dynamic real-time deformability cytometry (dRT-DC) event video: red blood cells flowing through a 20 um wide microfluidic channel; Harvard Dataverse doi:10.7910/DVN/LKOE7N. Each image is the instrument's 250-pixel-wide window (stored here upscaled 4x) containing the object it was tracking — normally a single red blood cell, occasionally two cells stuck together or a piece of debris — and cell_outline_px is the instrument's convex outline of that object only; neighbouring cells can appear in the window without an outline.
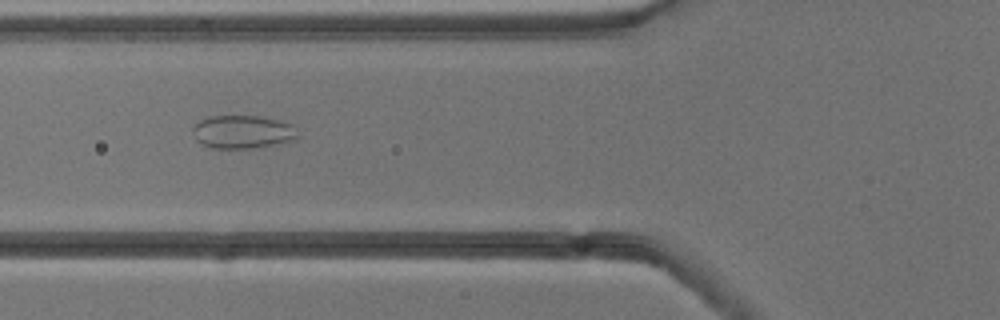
{"species": "common noctule bat (a hibernating species)", "species_latin": "Nyctalus noctula", "temperature_condition": "cold", "stored_images_in_passage": 53, "camera_frame_rate_fps": 3000, "um_per_image_px": 0.085, "animal": {"sex": "male", "body_mass_g": 13.3}, "frame": {"image": 1, "passage_image": 20, "time_ms": 6.333, "image_size_px": [1000, 320], "cell_outline_px": [[300, 136], [296, 140], [248, 148], [212, 148], [196, 140], [192, 132], [192, 128], [200, 120], [208, 116], [256, 116], [276, 120], [292, 124]], "centroid_in_image_um": [20.62, 11.2], "position_along_channel_um": 105.2, "area_um2": 20.11}}
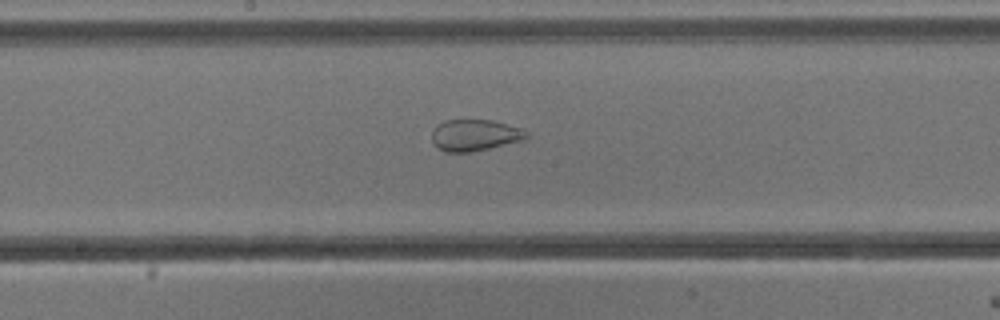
{"frame": {"image": 2, "passage_image": 28, "time_ms": 9.0, "image_size_px": [1000, 320], "cell_outline_px": [[528, 140], [472, 152], [444, 152], [432, 140], [432, 132], [444, 120], [492, 120], [508, 124], [520, 128], [528, 132]], "centroid_in_image_um": [40.44, 11.5], "position_along_channel_um": 207.8, "area_um2": 17.4}}
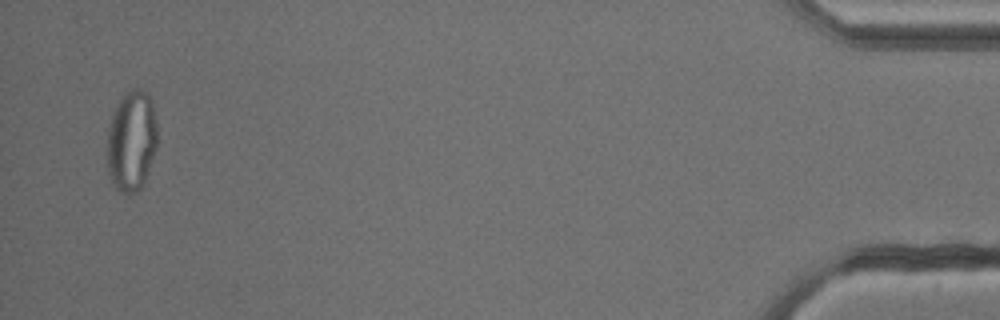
{"frame": {"image": 3, "passage_image": 52, "time_ms": 17.0, "image_size_px": [1000, 320], "cell_outline_px": [[156, 148], [144, 180], [140, 188], [136, 192], [128, 196], [120, 192], [112, 184], [108, 172], [108, 128], [112, 112], [124, 92], [128, 88], [140, 88], [148, 92], [152, 100], [156, 124]], "centroid_in_image_um": [11.17, 11.94], "position_along_channel_um": 424.0, "area_um2": 29.71}, "authors_computed_cell_mechanics": {"area_um2": 25.9522, "velocity_mm_per_s": 3.833, "shape_relaxation_time_tau1_ms": null, "shape_relaxation_time_tau2_ms": 0.8487, "deformation_change_tau1": null, "deformation_change_tau2": 0.0567}}